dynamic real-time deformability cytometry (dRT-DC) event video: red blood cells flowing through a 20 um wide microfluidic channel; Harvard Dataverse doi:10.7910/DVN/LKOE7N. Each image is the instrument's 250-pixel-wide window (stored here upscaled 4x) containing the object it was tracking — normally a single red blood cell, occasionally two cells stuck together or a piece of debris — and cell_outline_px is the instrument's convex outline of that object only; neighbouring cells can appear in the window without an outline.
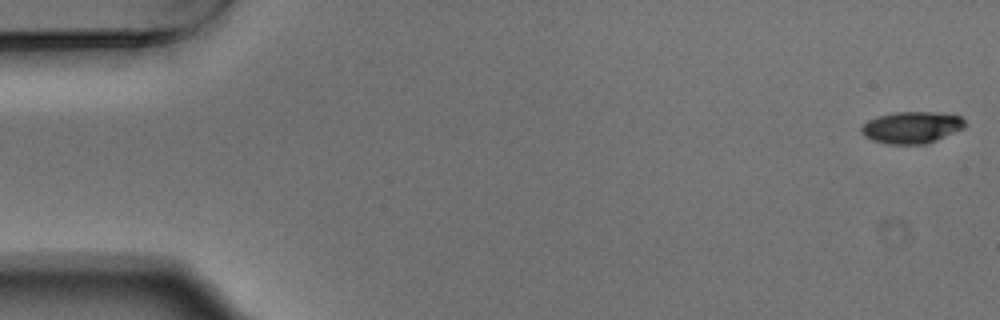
{"species": "Egyptian fruit bat (a non-hibernating species)", "species_latin": "Rousettus aegyptiacus", "temperature_condition": "warm", "stored_images_in_passage": 4, "camera_frame_rate_fps": 3000, "um_per_image_px": 0.085, "animal": {"sex": "male"}, "frame": {"image": 1, "passage_image": 1, "time_ms": 0.0, "image_size_px": [1000, 320], "cell_outline_px": [[968, 124], [964, 128], [928, 144], [888, 144], [872, 140], [864, 136], [860, 132], [860, 128], [868, 120], [876, 116], [896, 112], [936, 112], [960, 116]], "centroid_in_image_um": [77.5, 10.83], "position_along_channel_um": 7.5, "area_um2": 19.36}}
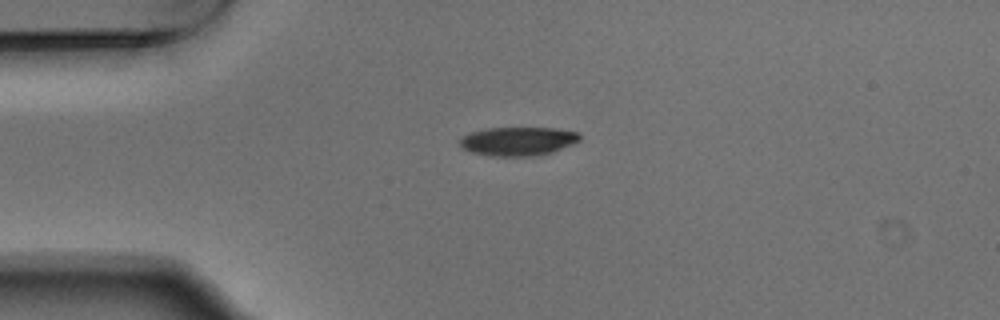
{"frame": {"image": 2, "passage_image": 4, "time_ms": 1.0, "image_size_px": [1000, 320], "cell_outline_px": [[580, 140], [572, 144], [552, 152], [532, 156], [492, 156], [472, 152], [460, 148], [460, 140], [464, 136], [472, 132], [488, 128], [556, 128], [580, 132]], "centroid_in_image_um": [44.05, 12.0], "position_along_channel_um": 41.0, "area_um2": 20.0}}